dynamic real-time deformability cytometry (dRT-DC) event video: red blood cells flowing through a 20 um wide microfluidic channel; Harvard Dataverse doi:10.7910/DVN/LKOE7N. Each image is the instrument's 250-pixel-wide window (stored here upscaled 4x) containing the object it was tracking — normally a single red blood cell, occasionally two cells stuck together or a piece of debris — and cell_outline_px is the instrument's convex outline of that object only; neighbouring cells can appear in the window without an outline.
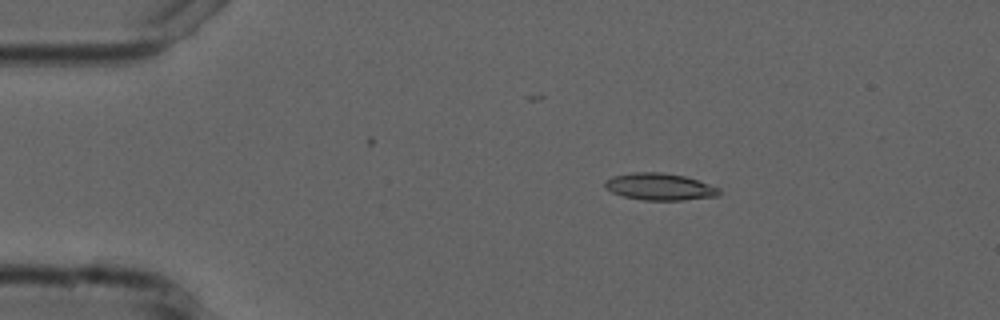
{"species": "common noctule bat (a hibernating species)", "species_latin": "Nyctalus noctula", "temperature_condition": "cold", "stored_images_in_passage": 6, "camera_frame_rate_fps": 3000, "um_per_image_px": 0.085, "animal": {"sex": "male", "forearm_length_mm": 52.5}, "frame": {"image": 1, "passage_image": 1, "time_ms": 0.0, "image_size_px": [1000, 320], "cell_outline_px": [[720, 196], [684, 200], [644, 200], [624, 196], [612, 192], [604, 188], [604, 184], [612, 176], [632, 172], [660, 172], [684, 176], [720, 188]], "centroid_in_image_um": [56.08, 15.87], "position_along_channel_um": 28.9, "area_um2": 17.86}}
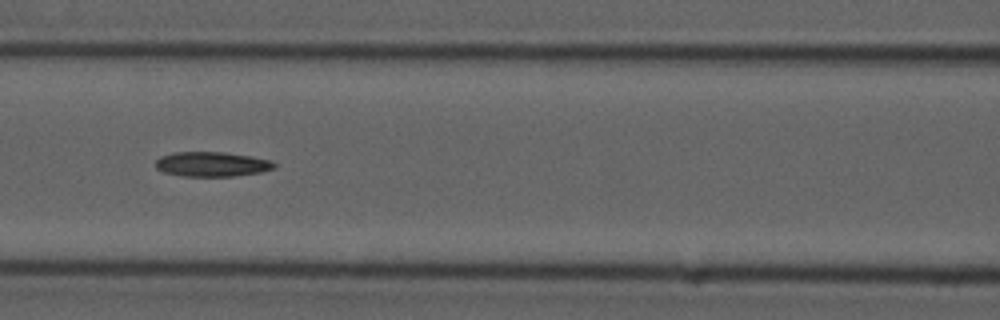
{"frame": {"image": 2, "passage_image": 5, "time_ms": 4.667, "image_size_px": [1000, 320], "cell_outline_px": [[276, 168], [260, 172], [232, 176], [184, 176], [164, 172], [156, 168], [156, 160], [160, 156], [172, 152], [224, 152], [272, 160], [276, 164]], "centroid_in_image_um": [18.01, 13.95], "position_along_channel_um": 148.6, "area_um2": 17.05}}
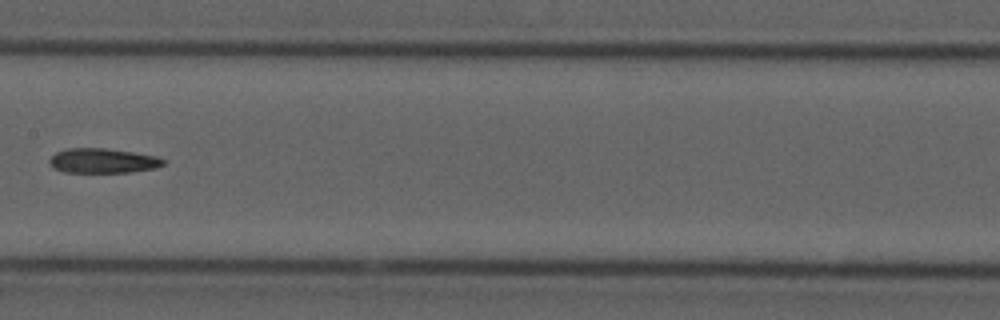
{"frame": {"image": 3, "passage_image": 6, "time_ms": 6.0, "image_size_px": [1000, 320], "cell_outline_px": [[164, 164], [156, 168], [128, 172], [64, 172], [52, 168], [48, 160], [56, 152], [68, 148], [104, 148], [132, 152], [156, 156], [164, 160]], "centroid_in_image_um": [8.7, 13.66], "position_along_channel_um": 198.7, "area_um2": 16.3}}